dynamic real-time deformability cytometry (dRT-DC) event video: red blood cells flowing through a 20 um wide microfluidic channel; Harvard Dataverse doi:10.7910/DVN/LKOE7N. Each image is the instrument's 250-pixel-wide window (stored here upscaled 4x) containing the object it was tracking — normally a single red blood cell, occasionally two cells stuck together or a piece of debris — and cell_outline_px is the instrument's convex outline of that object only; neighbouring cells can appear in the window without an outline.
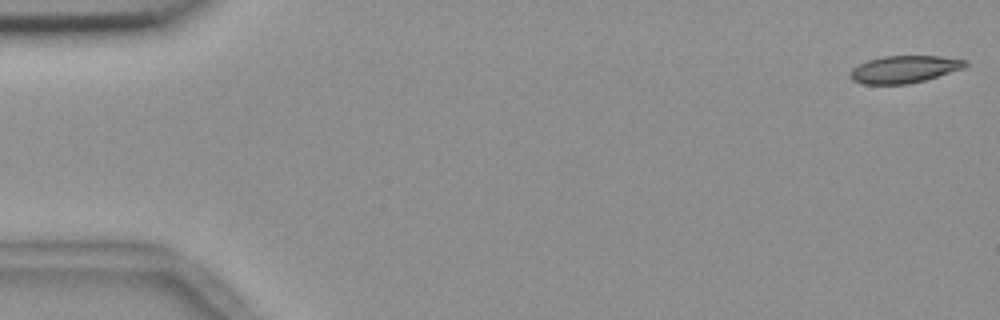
{"species": "common noctule bat (a hibernating species)", "species_latin": "Nyctalus noctula", "temperature_condition": "room temperature", "stored_images_in_passage": 53, "camera_frame_rate_fps": 3000, "um_per_image_px": 0.085, "animal": {"sex": "female", "body_mass_g": 18.4}, "frame": {"image": 1, "passage_image": 1, "time_ms": 0.0, "image_size_px": [1000, 320], "cell_outline_px": [[968, 64], [964, 68], [924, 80], [908, 84], [864, 84], [852, 80], [848, 76], [848, 72], [852, 68], [868, 60], [884, 56], [940, 56], [968, 60]], "centroid_in_image_um": [76.84, 5.88], "position_along_channel_um": 8.2, "area_um2": 18.32}}
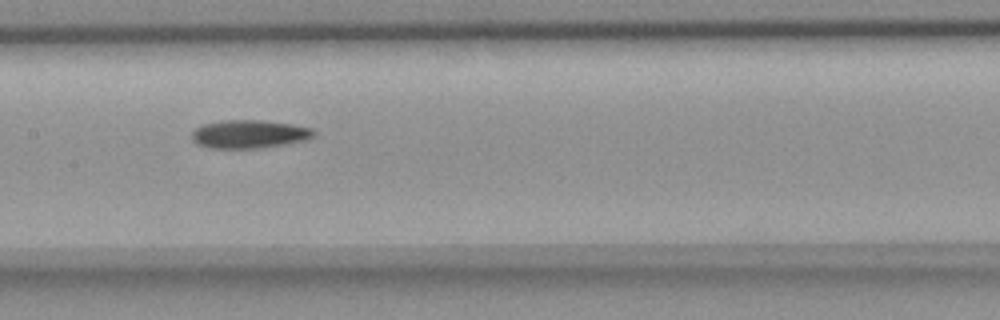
{"frame": {"image": 2, "passage_image": 27, "time_ms": 8.667, "image_size_px": [1000, 320], "cell_outline_px": [[316, 132], [312, 136], [304, 140], [284, 144], [260, 148], [208, 148], [196, 144], [192, 140], [192, 132], [196, 128], [204, 124], [224, 120], [260, 120], [292, 124], [312, 128]], "centroid_in_image_um": [21.15, 11.4], "position_along_channel_um": 186.2, "area_um2": 20.0}}
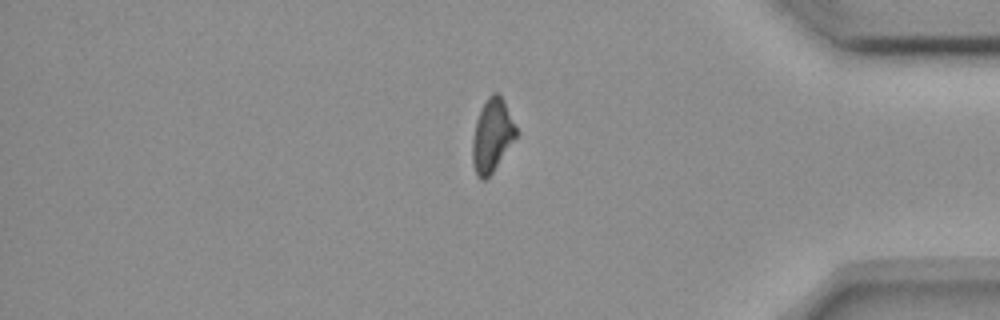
{"frame": {"image": 3, "passage_image": 46, "time_ms": 15.0, "image_size_px": [1000, 320], "cell_outline_px": [[516, 136], [492, 172], [484, 180], [480, 180], [476, 176], [472, 164], [472, 140], [476, 120], [480, 108], [488, 96], [492, 92], [496, 92], [504, 100], [516, 128]], "centroid_in_image_um": [41.78, 11.51], "position_along_channel_um": 393.4, "area_um2": 18.38}}